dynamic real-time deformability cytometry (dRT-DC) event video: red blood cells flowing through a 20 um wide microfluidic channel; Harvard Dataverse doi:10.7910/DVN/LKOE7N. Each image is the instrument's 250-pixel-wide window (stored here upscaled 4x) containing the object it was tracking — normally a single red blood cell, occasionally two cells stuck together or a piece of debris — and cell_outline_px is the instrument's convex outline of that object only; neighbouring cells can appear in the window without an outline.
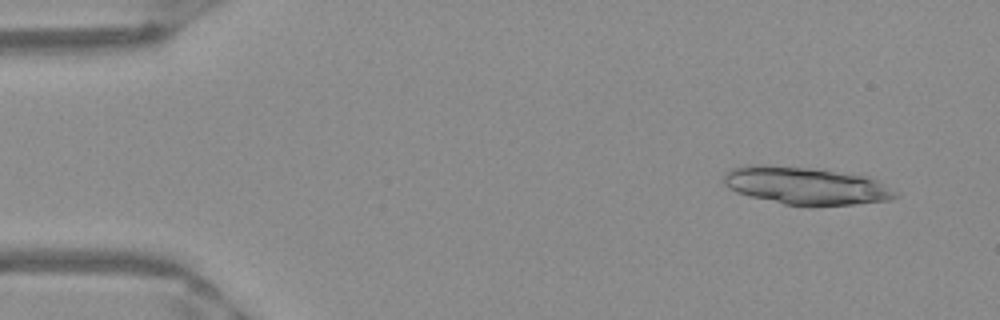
{"species": "Egyptian fruit bat (a non-hibernating species)", "species_latin": "Rousettus aegyptiacus", "temperature_condition": "warm", "stored_images_in_passage": 18, "camera_frame_rate_fps": 3000, "um_per_image_px": 0.085, "frame": {"image": 1, "passage_image": 4, "time_ms": 1.0, "image_size_px": [1000, 320], "cell_outline_px": [[900, 196], [888, 200], [856, 204], [812, 208], [808, 208], [784, 204], [736, 192], [728, 188], [724, 184], [724, 176], [728, 172], [736, 168], [756, 164], [768, 164], [808, 168], [868, 176], [900, 192]], "centroid_in_image_um": [68.57, 15.82], "position_along_channel_um": 16.4, "area_um2": 37.97}}